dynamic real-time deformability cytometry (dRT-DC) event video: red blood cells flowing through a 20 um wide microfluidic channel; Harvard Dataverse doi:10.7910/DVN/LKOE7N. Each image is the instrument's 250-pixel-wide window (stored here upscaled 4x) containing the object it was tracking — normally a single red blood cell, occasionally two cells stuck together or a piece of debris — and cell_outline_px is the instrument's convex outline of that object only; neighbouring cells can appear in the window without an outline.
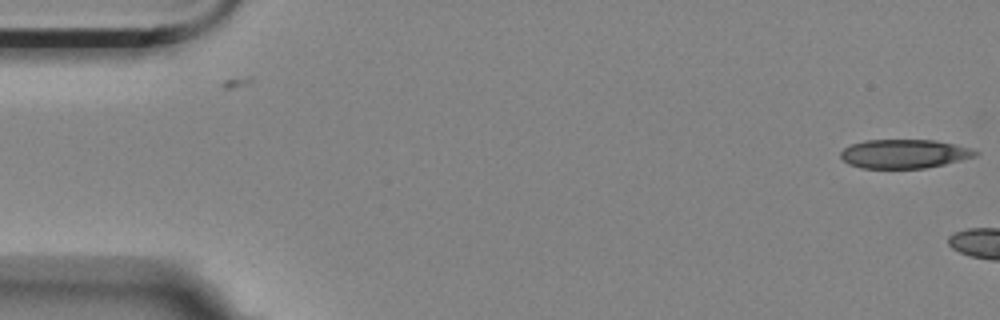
{"species": "Egyptian fruit bat (a non-hibernating species)", "species_latin": "Rousettus aegyptiacus", "temperature_condition": "room temperature", "stored_images_in_passage": 4, "camera_frame_rate_fps": 3000, "um_per_image_px": 0.085, "animal": {"sex": "female"}, "frame": {"image": 1, "passage_image": 4, "time_ms": 1.0, "image_size_px": [1000, 320], "cell_outline_px": [[980, 152], [976, 156], [944, 164], [924, 168], [860, 168], [848, 164], [840, 156], [840, 152], [844, 148], [852, 144], [864, 140], [936, 140], [968, 148]], "centroid_in_image_um": [76.82, 13.07], "position_along_channel_um": 8.2, "area_um2": 22.54}}